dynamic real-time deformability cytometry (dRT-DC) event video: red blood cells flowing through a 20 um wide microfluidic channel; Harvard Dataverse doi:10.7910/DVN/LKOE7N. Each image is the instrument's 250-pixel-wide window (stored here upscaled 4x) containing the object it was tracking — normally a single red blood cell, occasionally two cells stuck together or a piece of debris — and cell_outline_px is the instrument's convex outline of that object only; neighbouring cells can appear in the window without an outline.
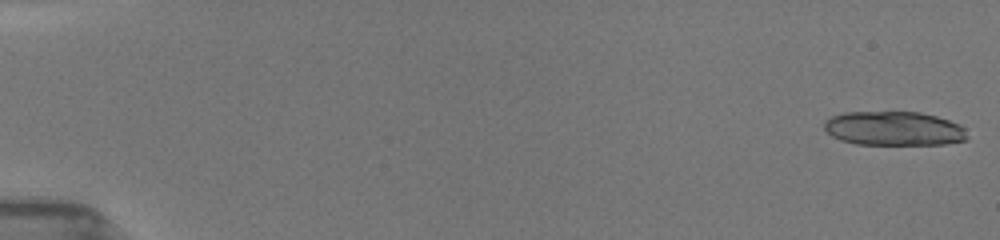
{"species": "common noctule bat (a hibernating species)", "species_latin": "Nyctalus noctula", "temperature_condition": "room temperature", "stored_images_in_passage": 17, "camera_frame_rate_fps": 3000, "um_per_image_px": 0.085, "animal": {"sex": "female", "body_mass_g": 19.5, "forearm_length_mm": 54.1}, "frame": {"image": 1, "passage_image": 1, "time_ms": 0.0, "image_size_px": [1000, 240], "cell_outline_px": [[968, 140], [944, 144], [856, 144], [840, 140], [832, 136], [824, 128], [824, 120], [832, 116], [844, 112], [920, 112], [936, 116], [960, 124], [964, 128], [968, 136]], "centroid_in_image_um": [75.99, 10.92], "position_along_channel_um": 9.0, "area_um2": 28.55}}